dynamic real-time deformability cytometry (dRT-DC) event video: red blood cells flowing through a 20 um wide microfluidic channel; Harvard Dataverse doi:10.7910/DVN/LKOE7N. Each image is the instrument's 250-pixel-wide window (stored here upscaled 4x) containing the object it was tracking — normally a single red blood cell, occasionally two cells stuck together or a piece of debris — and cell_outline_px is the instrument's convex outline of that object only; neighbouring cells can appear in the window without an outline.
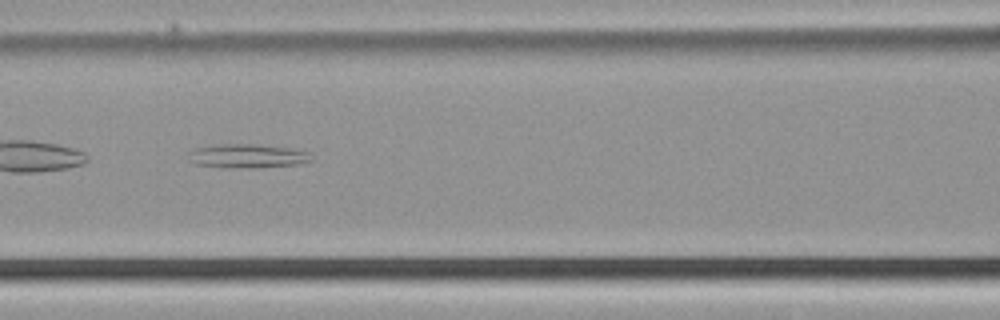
{"species": "common noctule bat (a hibernating species)", "species_latin": "Nyctalus noctula", "temperature_condition": "cold", "stored_images_in_passage": 49, "camera_frame_rate_fps": 3000, "um_per_image_px": 0.085, "animal": {"sex": "male", "body_mass_g": 21.5, "forearm_length_mm": 52.0}, "frame": {"image": 1, "passage_image": 22, "time_ms": 7.0, "image_size_px": [1000, 320], "cell_outline_px": [[312, 160], [300, 164], [256, 168], [224, 168], [196, 164], [192, 160], [188, 152], [192, 148], [216, 144], [256, 144], [292, 148], [308, 152]], "centroid_in_image_um": [21.02, 13.26], "position_along_channel_um": 145.6, "area_um2": 17.34}}
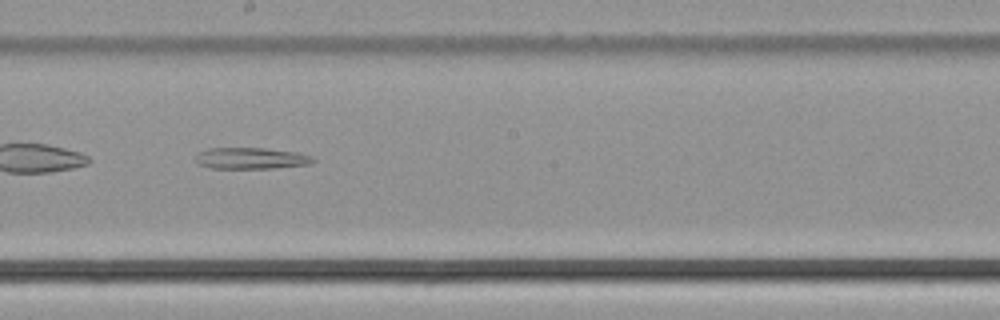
{"frame": {"image": 2, "passage_image": 28, "time_ms": 9.0, "image_size_px": [1000, 320], "cell_outline_px": [[316, 160], [312, 164], [272, 168], [212, 168], [196, 164], [196, 156], [200, 152], [208, 148], [264, 148], [296, 152], [312, 156]], "centroid_in_image_um": [21.35, 13.45], "position_along_channel_um": 226.8, "area_um2": 14.62}}
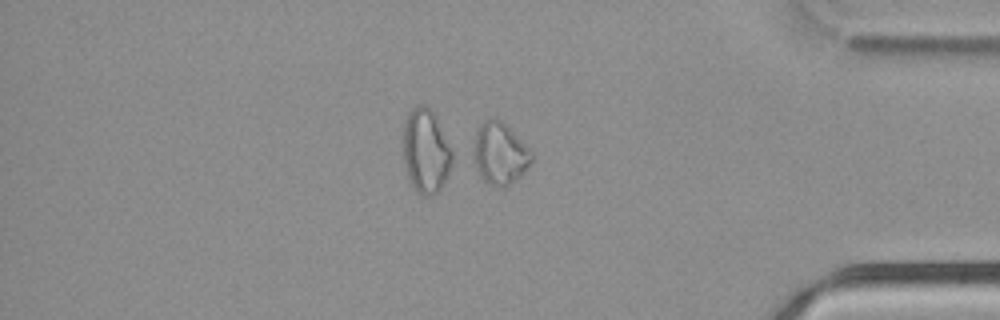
{"frame": {"image": 3, "passage_image": 42, "time_ms": 13.667, "image_size_px": [1000, 320], "cell_outline_px": [[532, 160], [528, 168], [520, 176], [504, 188], [488, 184], [480, 176], [476, 164], [476, 132], [480, 124], [484, 120], [496, 116], [532, 152]], "centroid_in_image_um": [42.51, 13.06], "position_along_channel_um": 392.7, "area_um2": 20.23}}